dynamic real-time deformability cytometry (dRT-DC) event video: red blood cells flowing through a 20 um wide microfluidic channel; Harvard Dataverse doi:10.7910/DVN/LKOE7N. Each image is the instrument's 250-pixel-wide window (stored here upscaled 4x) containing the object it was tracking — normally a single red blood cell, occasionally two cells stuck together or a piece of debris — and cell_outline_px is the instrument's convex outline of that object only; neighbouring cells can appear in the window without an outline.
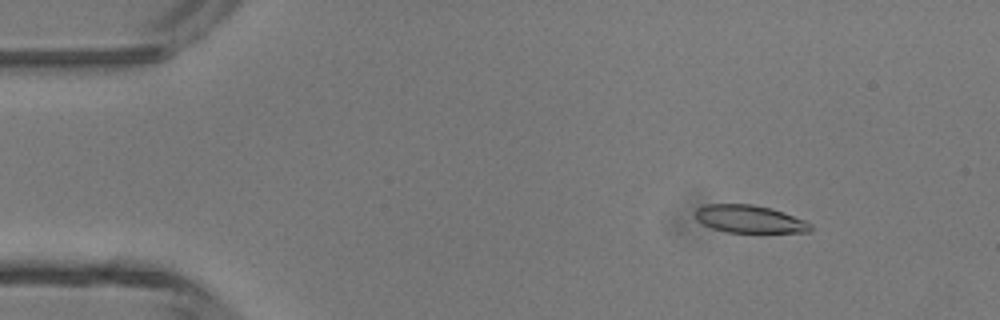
{"species": "common noctule bat (a hibernating species)", "species_latin": "Nyctalus noctula", "temperature_condition": "room temperature", "stored_images_in_passage": 47, "camera_frame_rate_fps": 3000, "um_per_image_px": 0.085, "animal": {"sex": "male", "body_mass_g": 13.3}, "frame": {"image": 1, "passage_image": 6, "time_ms": 1.667, "image_size_px": [1000, 320], "cell_outline_px": [[812, 232], [728, 232], [712, 228], [696, 220], [692, 216], [692, 212], [696, 208], [704, 204], [752, 204], [772, 208], [784, 212], [804, 220], [812, 224]], "centroid_in_image_um": [63.66, 18.61], "position_along_channel_um": 21.3, "area_um2": 18.84}}
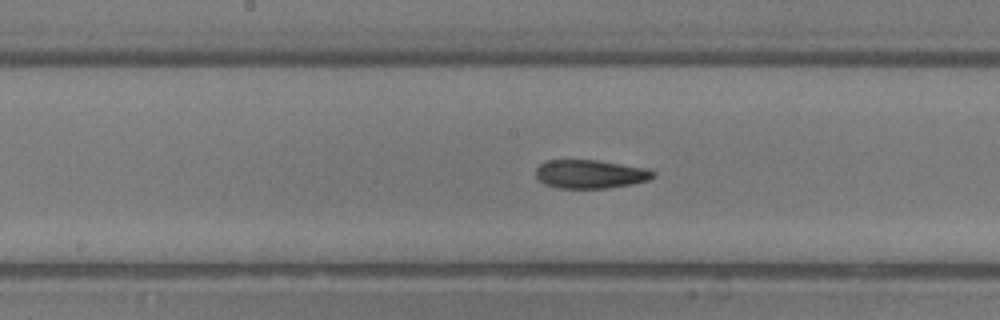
{"frame": {"image": 2, "passage_image": 24, "time_ms": 7.667, "image_size_px": [1000, 320], "cell_outline_px": [[656, 176], [648, 180], [632, 184], [608, 188], [556, 188], [544, 184], [536, 176], [536, 168], [544, 160], [596, 160], [648, 168], [656, 172]], "centroid_in_image_um": [50.18, 14.79], "position_along_channel_um": 198.0, "area_um2": 19.71}}
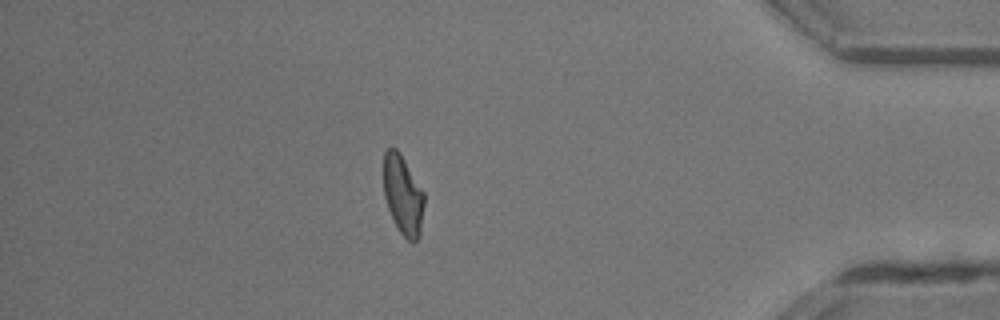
{"frame": {"image": 3, "passage_image": 41, "time_ms": 13.333, "image_size_px": [1000, 320], "cell_outline_px": [[424, 204], [420, 236], [412, 244], [400, 232], [388, 208], [384, 196], [384, 152], [388, 148], [396, 148], [400, 152], [424, 192]], "centroid_in_image_um": [34.26, 16.57], "position_along_channel_um": 400.9, "area_um2": 18.73}, "authors_computed_cell_mechanics": {"area_um2": 19.652, "velocity_mm_per_s": 4.3353, "shape_relaxation_time_tau1_ms": 4.7925, "shape_relaxation_time_tau2_ms": 1.7183, "deformation_change_tau1": 0.1827, "deformation_change_tau2": 0.0994}}